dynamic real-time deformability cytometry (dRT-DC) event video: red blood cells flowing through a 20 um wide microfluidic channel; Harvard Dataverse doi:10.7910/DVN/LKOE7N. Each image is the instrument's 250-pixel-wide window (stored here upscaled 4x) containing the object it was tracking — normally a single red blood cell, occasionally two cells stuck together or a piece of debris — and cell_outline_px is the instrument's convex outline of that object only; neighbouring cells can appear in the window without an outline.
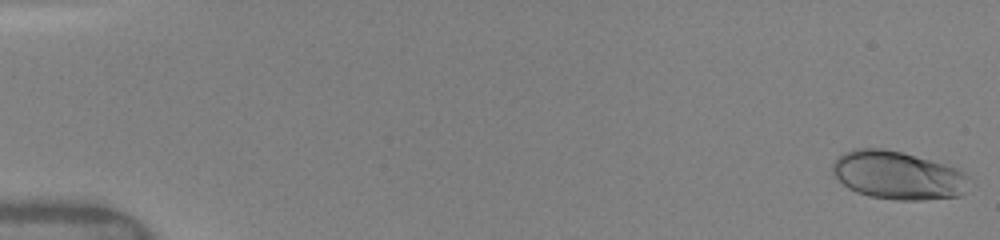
{"species": "human", "species_latin": "Homo sapiens", "temperature_condition": "warm", "stored_images_in_passage": 14, "camera_frame_rate_fps": 3000, "um_per_image_px": 0.085, "donor": {"sex": "female"}, "frame": {"image": 1, "passage_image": 1, "time_ms": 0.0, "image_size_px": [1000, 240], "cell_outline_px": [[976, 184], [960, 196], [920, 200], [896, 200], [868, 196], [856, 192], [848, 188], [832, 172], [832, 164], [844, 152], [852, 148], [884, 148], [900, 152], [944, 164], [956, 168], [964, 172]], "centroid_in_image_um": [76.39, 14.92], "position_along_channel_um": 8.6, "area_um2": 38.73}}
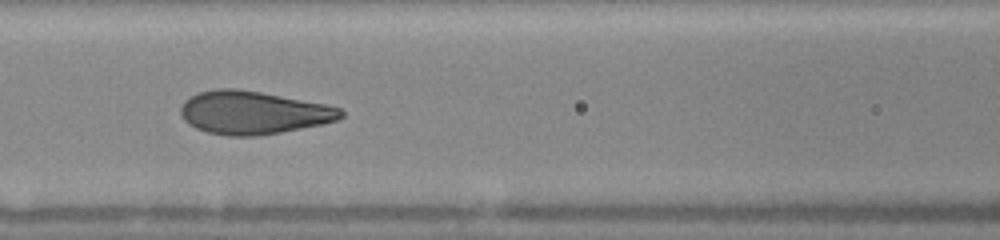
{"frame": {"image": 2, "passage_image": 10, "time_ms": 7.333, "image_size_px": [1000, 240], "cell_outline_px": [[344, 116], [336, 120], [320, 124], [280, 132], [256, 136], [228, 136], [208, 132], [196, 128], [188, 124], [184, 120], [180, 112], [180, 108], [184, 100], [196, 92], [216, 88], [236, 88], [260, 92], [324, 104], [340, 108], [344, 112]], "centroid_in_image_um": [21.46, 9.56], "position_along_channel_um": 145.1, "area_um2": 40.06}}
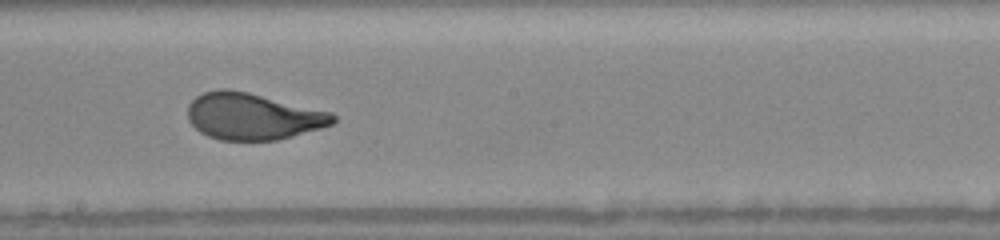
{"frame": {"image": 3, "passage_image": 13, "time_ms": 9.333, "image_size_px": [1000, 240], "cell_outline_px": [[336, 120], [332, 124], [320, 128], [292, 136], [276, 140], [220, 140], [208, 136], [200, 132], [188, 120], [188, 104], [196, 96], [204, 92], [220, 88], [228, 88], [248, 92], [332, 112], [336, 116]], "centroid_in_image_um": [21.47, 9.88], "position_along_channel_um": 226.7, "area_um2": 39.48}}